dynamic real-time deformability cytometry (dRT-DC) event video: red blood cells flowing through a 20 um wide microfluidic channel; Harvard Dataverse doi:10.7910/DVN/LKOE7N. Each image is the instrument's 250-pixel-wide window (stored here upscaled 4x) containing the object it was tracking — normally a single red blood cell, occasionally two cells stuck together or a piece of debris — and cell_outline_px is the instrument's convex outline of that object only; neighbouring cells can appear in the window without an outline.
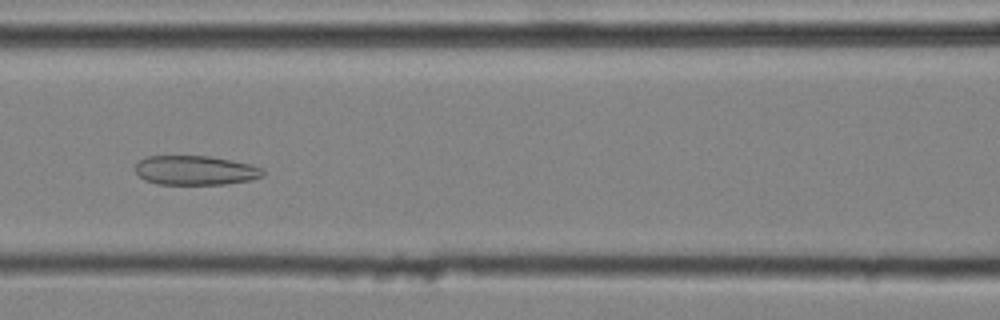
{"species": "common noctule bat (a hibernating species)", "species_latin": "Nyctalus noctula", "temperature_condition": "cold", "stored_images_in_passage": 43, "camera_frame_rate_fps": 3000, "um_per_image_px": 0.085, "animal": {"sex": "male", "body_mass_g": 20.4}, "frame": {"image": 1, "passage_image": 20, "time_ms": 6.333, "image_size_px": [1000, 320], "cell_outline_px": [[264, 176], [252, 180], [224, 184], [156, 184], [144, 180], [136, 172], [136, 164], [140, 160], [148, 156], [208, 156], [232, 160], [252, 164], [264, 168]], "centroid_in_image_um": [16.65, 14.48], "position_along_channel_um": 149.9, "area_um2": 21.96}}
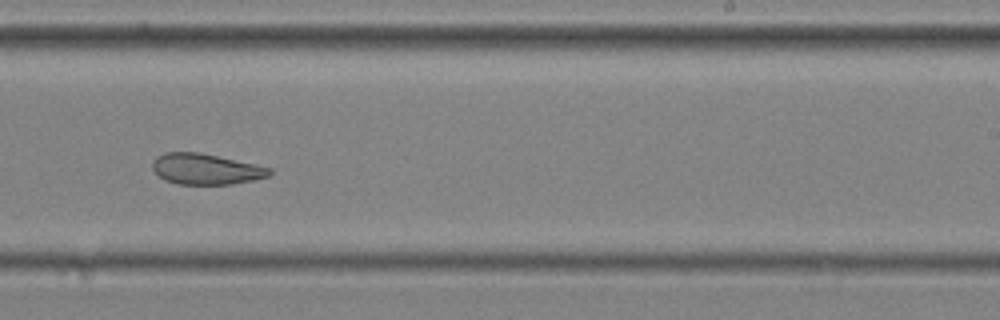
{"frame": {"image": 2, "passage_image": 29, "time_ms": 9.333, "image_size_px": [1000, 320], "cell_outline_px": [[272, 172], [268, 176], [252, 180], [232, 184], [176, 184], [164, 180], [152, 168], [152, 160], [156, 156], [164, 152], [200, 152], [256, 164], [272, 168]], "centroid_in_image_um": [17.48, 14.36], "position_along_channel_um": 271.5, "area_um2": 21.1}}
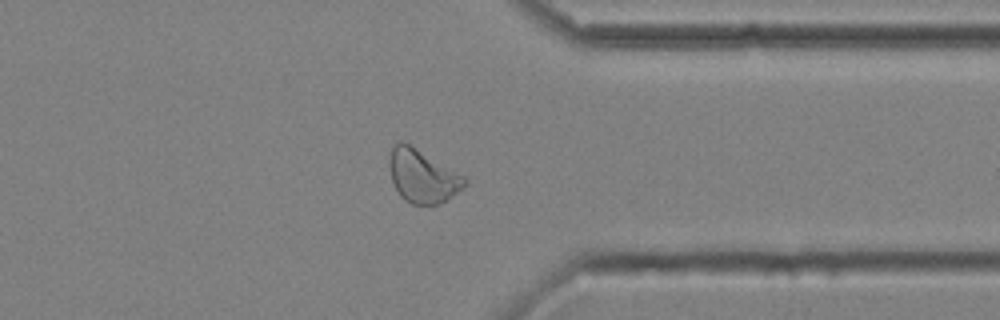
{"frame": {"image": 3, "passage_image": 37, "time_ms": 12.0, "image_size_px": [1000, 320], "cell_outline_px": [[468, 184], [444, 200], [436, 204], [412, 204], [404, 200], [400, 196], [392, 180], [388, 160], [392, 148], [400, 140], [408, 144], [464, 176], [468, 180]], "centroid_in_image_um": [35.89, 14.98], "position_along_channel_um": 375.5, "area_um2": 22.66}, "authors_computed_cell_mechanics": {"area_um2": 23.12, "velocity_mm_per_s": 4.0515, "shape_relaxation_time_tau1_ms": null, "shape_relaxation_time_tau2_ms": 2.5165, "deformation_change_tau1": null, "deformation_change_tau2": 0.101}}